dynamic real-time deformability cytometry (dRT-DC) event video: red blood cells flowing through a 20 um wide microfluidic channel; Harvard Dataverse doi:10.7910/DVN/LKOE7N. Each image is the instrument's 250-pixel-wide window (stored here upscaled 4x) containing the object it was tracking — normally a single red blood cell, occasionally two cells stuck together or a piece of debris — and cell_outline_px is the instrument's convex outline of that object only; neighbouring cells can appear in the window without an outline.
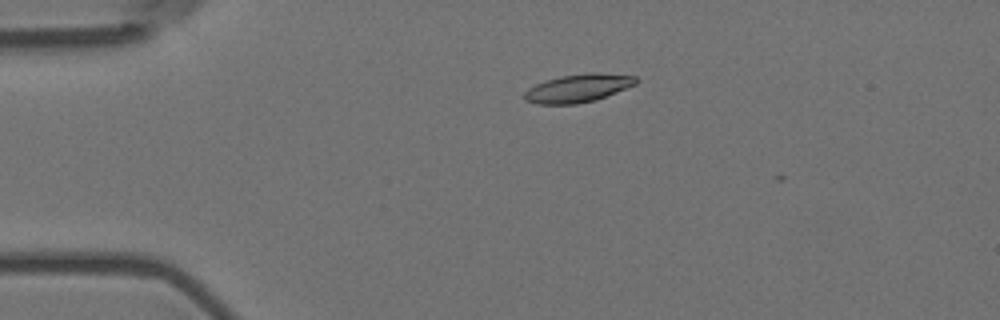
{"species": "Egyptian fruit bat (a non-hibernating species)", "species_latin": "Rousettus aegyptiacus", "temperature_condition": "room temperature", "stored_images_in_passage": 4, "camera_frame_rate_fps": 3000, "um_per_image_px": 0.085, "animal": {"sex": "female"}, "frame": {"image": 1, "passage_image": 3, "time_ms": 0.667, "image_size_px": [1000, 320], "cell_outline_px": [[640, 80], [636, 84], [596, 100], [576, 104], [536, 104], [524, 100], [524, 92], [528, 88], [536, 84], [560, 76], [592, 72], [600, 72], [636, 76]], "centroid_in_image_um": [49.15, 7.49], "position_along_channel_um": 35.8, "area_um2": 18.38}}